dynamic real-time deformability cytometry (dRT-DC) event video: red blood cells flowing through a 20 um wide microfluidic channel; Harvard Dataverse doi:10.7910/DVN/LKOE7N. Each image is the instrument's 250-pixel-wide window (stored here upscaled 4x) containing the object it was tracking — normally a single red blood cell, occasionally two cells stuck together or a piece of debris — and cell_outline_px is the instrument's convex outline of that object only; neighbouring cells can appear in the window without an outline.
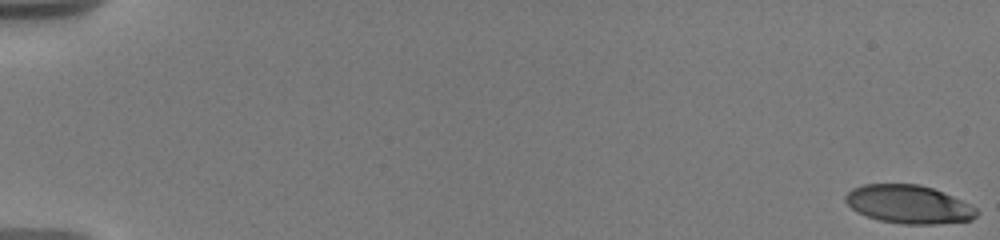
{"species": "human", "species_latin": "Homo sapiens", "temperature_condition": "warm", "stored_images_in_passage": 79, "camera_frame_rate_fps": 3000, "um_per_image_px": 0.085, "donor": {"sex": "male"}, "frame": {"image": 1, "passage_image": 1, "time_ms": 0.0, "image_size_px": [1000, 240], "cell_outline_px": [[980, 212], [972, 220], [936, 224], [904, 224], [880, 220], [856, 212], [844, 200], [844, 196], [852, 188], [864, 184], [920, 184], [932, 188], [952, 196], [976, 208]], "centroid_in_image_um": [77.23, 17.36], "position_along_channel_um": 7.8, "area_um2": 29.19}}
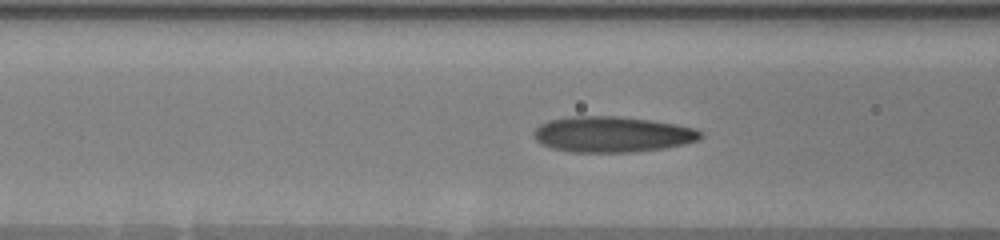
{"frame": {"image": 2, "passage_image": 24, "time_ms": 8.0, "image_size_px": [1000, 240], "cell_outline_px": [[700, 140], [684, 144], [664, 148], [632, 152], [572, 152], [552, 148], [540, 144], [532, 136], [532, 132], [540, 124], [548, 120], [568, 116], [616, 116], [652, 120], [676, 124], [696, 128], [700, 132]], "centroid_in_image_um": [52.0, 11.41], "position_along_channel_um": 114.6, "area_um2": 34.97}}
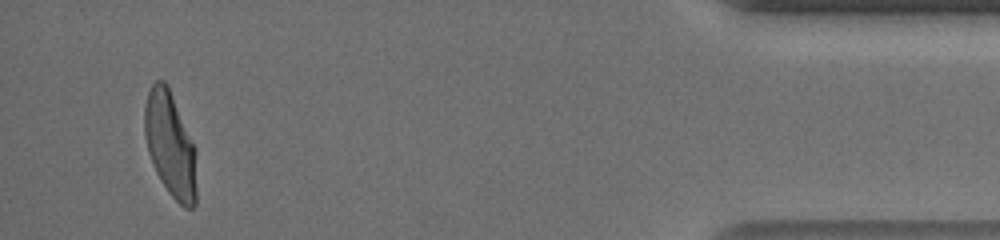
{"frame": {"image": 3, "passage_image": 74, "time_ms": 18.0, "image_size_px": [1000, 240], "cell_outline_px": [[196, 204], [192, 208], [184, 208], [168, 192], [160, 180], [156, 172], [148, 152], [144, 132], [144, 108], [148, 92], [152, 84], [156, 80], [164, 80], [168, 84], [196, 148]], "centroid_in_image_um": [14.48, 12.28], "position_along_channel_um": 420.7, "area_um2": 32.14}, "authors_computed_cell_mechanics": {"area_um2": 32.3102, "velocity_mm_per_s": 3.6518, "shape_relaxation_time_tau1_ms": 7.4139, "shape_relaxation_time_tau2_ms": null, "deformation_change_tau1": 0.2544, "deformation_change_tau2": null}}